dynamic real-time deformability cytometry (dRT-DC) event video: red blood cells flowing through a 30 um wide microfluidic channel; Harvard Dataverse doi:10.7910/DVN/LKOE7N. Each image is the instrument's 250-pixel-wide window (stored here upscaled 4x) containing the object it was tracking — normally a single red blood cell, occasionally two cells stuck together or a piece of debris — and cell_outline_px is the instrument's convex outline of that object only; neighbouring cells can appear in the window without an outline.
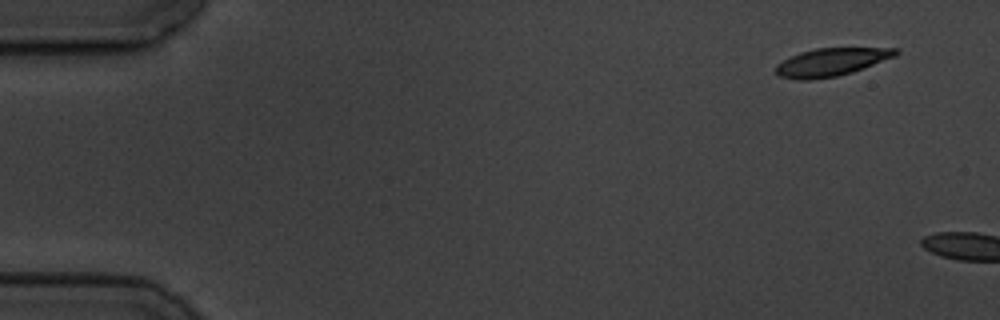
{"species": "common noctule bat (a hibernating species)", "species_latin": "Nyctalus noctula", "temperature_condition": "cold", "stored_images_in_passage": 4, "camera_frame_rate_fps": 3000, "um_per_image_px": 0.085, "animal": {"sex": "male", "body_mass_g": 19.5, "forearm_length_mm": 54.6}, "frame": {"image": 1, "passage_image": 1, "time_ms": 0.0, "image_size_px": [1000, 320], "cell_outline_px": [[900, 52], [896, 56], [852, 72], [836, 76], [808, 80], [796, 80], [780, 76], [776, 72], [776, 64], [800, 52], [816, 48], [900, 48]], "centroid_in_image_um": [70.68, 5.27], "position_along_channel_um": 14.3, "area_um2": 19.36}}